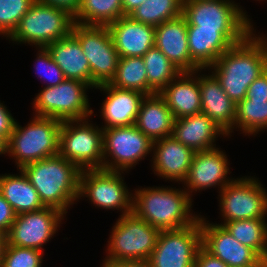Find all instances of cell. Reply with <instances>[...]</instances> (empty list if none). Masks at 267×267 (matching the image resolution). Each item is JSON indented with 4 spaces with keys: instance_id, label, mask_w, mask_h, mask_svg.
Segmentation results:
<instances>
[{
    "instance_id": "e575fe53",
    "label": "cell",
    "mask_w": 267,
    "mask_h": 267,
    "mask_svg": "<svg viewBox=\"0 0 267 267\" xmlns=\"http://www.w3.org/2000/svg\"><path fill=\"white\" fill-rule=\"evenodd\" d=\"M34 2L35 0H0L1 39H7L13 33Z\"/></svg>"
},
{
    "instance_id": "5bb4252c",
    "label": "cell",
    "mask_w": 267,
    "mask_h": 267,
    "mask_svg": "<svg viewBox=\"0 0 267 267\" xmlns=\"http://www.w3.org/2000/svg\"><path fill=\"white\" fill-rule=\"evenodd\" d=\"M202 247L200 216L180 229L160 231L148 262L151 267H195L197 252Z\"/></svg>"
},
{
    "instance_id": "74e56055",
    "label": "cell",
    "mask_w": 267,
    "mask_h": 267,
    "mask_svg": "<svg viewBox=\"0 0 267 267\" xmlns=\"http://www.w3.org/2000/svg\"><path fill=\"white\" fill-rule=\"evenodd\" d=\"M16 213L12 206L0 194V233L6 235L15 221Z\"/></svg>"
},
{
    "instance_id": "ac0fdd59",
    "label": "cell",
    "mask_w": 267,
    "mask_h": 267,
    "mask_svg": "<svg viewBox=\"0 0 267 267\" xmlns=\"http://www.w3.org/2000/svg\"><path fill=\"white\" fill-rule=\"evenodd\" d=\"M253 30H208L187 25V41L191 60L208 69L233 45L244 40Z\"/></svg>"
},
{
    "instance_id": "bcb514c9",
    "label": "cell",
    "mask_w": 267,
    "mask_h": 267,
    "mask_svg": "<svg viewBox=\"0 0 267 267\" xmlns=\"http://www.w3.org/2000/svg\"><path fill=\"white\" fill-rule=\"evenodd\" d=\"M7 141L0 135V156H6Z\"/></svg>"
},
{
    "instance_id": "c3c4849f",
    "label": "cell",
    "mask_w": 267,
    "mask_h": 267,
    "mask_svg": "<svg viewBox=\"0 0 267 267\" xmlns=\"http://www.w3.org/2000/svg\"><path fill=\"white\" fill-rule=\"evenodd\" d=\"M253 1H255V2H256V1H259V2L262 1V2H265V3L267 2V0H253Z\"/></svg>"
},
{
    "instance_id": "4fadbf2b",
    "label": "cell",
    "mask_w": 267,
    "mask_h": 267,
    "mask_svg": "<svg viewBox=\"0 0 267 267\" xmlns=\"http://www.w3.org/2000/svg\"><path fill=\"white\" fill-rule=\"evenodd\" d=\"M182 16L187 25L208 30H254L252 16L235 0H184ZM250 17V18H249Z\"/></svg>"
},
{
    "instance_id": "b9f144b4",
    "label": "cell",
    "mask_w": 267,
    "mask_h": 267,
    "mask_svg": "<svg viewBox=\"0 0 267 267\" xmlns=\"http://www.w3.org/2000/svg\"><path fill=\"white\" fill-rule=\"evenodd\" d=\"M44 4L67 10L71 15H75L79 9L80 0H35Z\"/></svg>"
},
{
    "instance_id": "8fae6325",
    "label": "cell",
    "mask_w": 267,
    "mask_h": 267,
    "mask_svg": "<svg viewBox=\"0 0 267 267\" xmlns=\"http://www.w3.org/2000/svg\"><path fill=\"white\" fill-rule=\"evenodd\" d=\"M153 142L135 125L103 128V169L129 174L152 156Z\"/></svg>"
},
{
    "instance_id": "f35d334b",
    "label": "cell",
    "mask_w": 267,
    "mask_h": 267,
    "mask_svg": "<svg viewBox=\"0 0 267 267\" xmlns=\"http://www.w3.org/2000/svg\"><path fill=\"white\" fill-rule=\"evenodd\" d=\"M11 111L5 106L4 101L0 100V135L8 141L10 134L13 132L16 119Z\"/></svg>"
},
{
    "instance_id": "ab89813d",
    "label": "cell",
    "mask_w": 267,
    "mask_h": 267,
    "mask_svg": "<svg viewBox=\"0 0 267 267\" xmlns=\"http://www.w3.org/2000/svg\"><path fill=\"white\" fill-rule=\"evenodd\" d=\"M245 98L267 99V70L249 85Z\"/></svg>"
},
{
    "instance_id": "f6af8a7d",
    "label": "cell",
    "mask_w": 267,
    "mask_h": 267,
    "mask_svg": "<svg viewBox=\"0 0 267 267\" xmlns=\"http://www.w3.org/2000/svg\"><path fill=\"white\" fill-rule=\"evenodd\" d=\"M7 245L6 235L0 233V267L4 258V252Z\"/></svg>"
},
{
    "instance_id": "4316f807",
    "label": "cell",
    "mask_w": 267,
    "mask_h": 267,
    "mask_svg": "<svg viewBox=\"0 0 267 267\" xmlns=\"http://www.w3.org/2000/svg\"><path fill=\"white\" fill-rule=\"evenodd\" d=\"M54 62L61 68L65 79L82 81L91 87V70L78 39L70 33L48 45Z\"/></svg>"
},
{
    "instance_id": "7402d4cb",
    "label": "cell",
    "mask_w": 267,
    "mask_h": 267,
    "mask_svg": "<svg viewBox=\"0 0 267 267\" xmlns=\"http://www.w3.org/2000/svg\"><path fill=\"white\" fill-rule=\"evenodd\" d=\"M154 46L183 72L200 69L191 60L187 41V22L182 15L155 27Z\"/></svg>"
},
{
    "instance_id": "44dd1931",
    "label": "cell",
    "mask_w": 267,
    "mask_h": 267,
    "mask_svg": "<svg viewBox=\"0 0 267 267\" xmlns=\"http://www.w3.org/2000/svg\"><path fill=\"white\" fill-rule=\"evenodd\" d=\"M199 87L201 113L214 121L227 134L228 139L231 138L236 119V104L224 92L217 78L207 69H199Z\"/></svg>"
},
{
    "instance_id": "8992f818",
    "label": "cell",
    "mask_w": 267,
    "mask_h": 267,
    "mask_svg": "<svg viewBox=\"0 0 267 267\" xmlns=\"http://www.w3.org/2000/svg\"><path fill=\"white\" fill-rule=\"evenodd\" d=\"M73 25V15L67 10L35 1L6 40L15 45L46 48L68 36Z\"/></svg>"
},
{
    "instance_id": "60d3db41",
    "label": "cell",
    "mask_w": 267,
    "mask_h": 267,
    "mask_svg": "<svg viewBox=\"0 0 267 267\" xmlns=\"http://www.w3.org/2000/svg\"><path fill=\"white\" fill-rule=\"evenodd\" d=\"M195 267H229L222 260L214 257L203 247L199 249L196 256Z\"/></svg>"
},
{
    "instance_id": "8d00e7d4",
    "label": "cell",
    "mask_w": 267,
    "mask_h": 267,
    "mask_svg": "<svg viewBox=\"0 0 267 267\" xmlns=\"http://www.w3.org/2000/svg\"><path fill=\"white\" fill-rule=\"evenodd\" d=\"M44 252L34 248L6 245L1 267H42Z\"/></svg>"
},
{
    "instance_id": "83f0119b",
    "label": "cell",
    "mask_w": 267,
    "mask_h": 267,
    "mask_svg": "<svg viewBox=\"0 0 267 267\" xmlns=\"http://www.w3.org/2000/svg\"><path fill=\"white\" fill-rule=\"evenodd\" d=\"M19 173L0 174V194L12 206L16 215L37 211L45 206L22 169Z\"/></svg>"
},
{
    "instance_id": "277c9868",
    "label": "cell",
    "mask_w": 267,
    "mask_h": 267,
    "mask_svg": "<svg viewBox=\"0 0 267 267\" xmlns=\"http://www.w3.org/2000/svg\"><path fill=\"white\" fill-rule=\"evenodd\" d=\"M22 127L16 121L7 141L6 156L18 169L59 154V132L62 121L57 118L33 116Z\"/></svg>"
},
{
    "instance_id": "4dcf8cb0",
    "label": "cell",
    "mask_w": 267,
    "mask_h": 267,
    "mask_svg": "<svg viewBox=\"0 0 267 267\" xmlns=\"http://www.w3.org/2000/svg\"><path fill=\"white\" fill-rule=\"evenodd\" d=\"M234 131L243 136H257L267 131V99L244 98L236 105Z\"/></svg>"
},
{
    "instance_id": "d6986e66",
    "label": "cell",
    "mask_w": 267,
    "mask_h": 267,
    "mask_svg": "<svg viewBox=\"0 0 267 267\" xmlns=\"http://www.w3.org/2000/svg\"><path fill=\"white\" fill-rule=\"evenodd\" d=\"M195 153L173 136H168L153 142L150 167L157 178L180 185L188 175Z\"/></svg>"
},
{
    "instance_id": "30bf717a",
    "label": "cell",
    "mask_w": 267,
    "mask_h": 267,
    "mask_svg": "<svg viewBox=\"0 0 267 267\" xmlns=\"http://www.w3.org/2000/svg\"><path fill=\"white\" fill-rule=\"evenodd\" d=\"M259 179L239 176L218 192L221 222L267 218V189Z\"/></svg>"
},
{
    "instance_id": "6da1fadb",
    "label": "cell",
    "mask_w": 267,
    "mask_h": 267,
    "mask_svg": "<svg viewBox=\"0 0 267 267\" xmlns=\"http://www.w3.org/2000/svg\"><path fill=\"white\" fill-rule=\"evenodd\" d=\"M207 70L217 78L224 92L237 105L245 98L249 85L267 70V33L254 29Z\"/></svg>"
},
{
    "instance_id": "7a4b0ae2",
    "label": "cell",
    "mask_w": 267,
    "mask_h": 267,
    "mask_svg": "<svg viewBox=\"0 0 267 267\" xmlns=\"http://www.w3.org/2000/svg\"><path fill=\"white\" fill-rule=\"evenodd\" d=\"M168 186L133 189L132 212L160 231L192 225L200 216L193 211L194 200L183 189ZM197 213V214H196Z\"/></svg>"
},
{
    "instance_id": "9c48e42d",
    "label": "cell",
    "mask_w": 267,
    "mask_h": 267,
    "mask_svg": "<svg viewBox=\"0 0 267 267\" xmlns=\"http://www.w3.org/2000/svg\"><path fill=\"white\" fill-rule=\"evenodd\" d=\"M126 172L104 169L81 170L79 176V200L101 210L120 212L119 216L132 212L133 190L125 182Z\"/></svg>"
},
{
    "instance_id": "e0dca14e",
    "label": "cell",
    "mask_w": 267,
    "mask_h": 267,
    "mask_svg": "<svg viewBox=\"0 0 267 267\" xmlns=\"http://www.w3.org/2000/svg\"><path fill=\"white\" fill-rule=\"evenodd\" d=\"M200 213L202 247L229 267H253L260 262V256L250 247L237 241L220 224L207 220Z\"/></svg>"
},
{
    "instance_id": "603a6c76",
    "label": "cell",
    "mask_w": 267,
    "mask_h": 267,
    "mask_svg": "<svg viewBox=\"0 0 267 267\" xmlns=\"http://www.w3.org/2000/svg\"><path fill=\"white\" fill-rule=\"evenodd\" d=\"M120 57H143L155 41V27L123 16L107 26Z\"/></svg>"
},
{
    "instance_id": "836d02e7",
    "label": "cell",
    "mask_w": 267,
    "mask_h": 267,
    "mask_svg": "<svg viewBox=\"0 0 267 267\" xmlns=\"http://www.w3.org/2000/svg\"><path fill=\"white\" fill-rule=\"evenodd\" d=\"M184 0H146L129 16L137 22L159 26L182 15Z\"/></svg>"
},
{
    "instance_id": "7dc6e473",
    "label": "cell",
    "mask_w": 267,
    "mask_h": 267,
    "mask_svg": "<svg viewBox=\"0 0 267 267\" xmlns=\"http://www.w3.org/2000/svg\"><path fill=\"white\" fill-rule=\"evenodd\" d=\"M260 263L262 267H267V254L260 258Z\"/></svg>"
},
{
    "instance_id": "5b68a950",
    "label": "cell",
    "mask_w": 267,
    "mask_h": 267,
    "mask_svg": "<svg viewBox=\"0 0 267 267\" xmlns=\"http://www.w3.org/2000/svg\"><path fill=\"white\" fill-rule=\"evenodd\" d=\"M110 231L101 267L117 261L148 260L160 234L159 229L133 212L119 216Z\"/></svg>"
},
{
    "instance_id": "7bdbcfd3",
    "label": "cell",
    "mask_w": 267,
    "mask_h": 267,
    "mask_svg": "<svg viewBox=\"0 0 267 267\" xmlns=\"http://www.w3.org/2000/svg\"><path fill=\"white\" fill-rule=\"evenodd\" d=\"M107 267H151L148 260H124L110 263Z\"/></svg>"
},
{
    "instance_id": "f1b7e54d",
    "label": "cell",
    "mask_w": 267,
    "mask_h": 267,
    "mask_svg": "<svg viewBox=\"0 0 267 267\" xmlns=\"http://www.w3.org/2000/svg\"><path fill=\"white\" fill-rule=\"evenodd\" d=\"M123 16L122 0H80L73 20L80 25L108 26Z\"/></svg>"
},
{
    "instance_id": "9a60e30c",
    "label": "cell",
    "mask_w": 267,
    "mask_h": 267,
    "mask_svg": "<svg viewBox=\"0 0 267 267\" xmlns=\"http://www.w3.org/2000/svg\"><path fill=\"white\" fill-rule=\"evenodd\" d=\"M66 216L52 207L16 215L15 221L6 234L7 244L44 252V246L54 236L56 237L61 224L65 223L63 220L67 218Z\"/></svg>"
},
{
    "instance_id": "d590c367",
    "label": "cell",
    "mask_w": 267,
    "mask_h": 267,
    "mask_svg": "<svg viewBox=\"0 0 267 267\" xmlns=\"http://www.w3.org/2000/svg\"><path fill=\"white\" fill-rule=\"evenodd\" d=\"M35 55V74L44 83V87L56 86L65 80L61 68L54 62L50 52L45 47H37ZM45 81V82H44Z\"/></svg>"
},
{
    "instance_id": "3957f363",
    "label": "cell",
    "mask_w": 267,
    "mask_h": 267,
    "mask_svg": "<svg viewBox=\"0 0 267 267\" xmlns=\"http://www.w3.org/2000/svg\"><path fill=\"white\" fill-rule=\"evenodd\" d=\"M22 170L45 207L56 208L66 215L78 203L81 170L60 154L32 162Z\"/></svg>"
},
{
    "instance_id": "ffe728a7",
    "label": "cell",
    "mask_w": 267,
    "mask_h": 267,
    "mask_svg": "<svg viewBox=\"0 0 267 267\" xmlns=\"http://www.w3.org/2000/svg\"><path fill=\"white\" fill-rule=\"evenodd\" d=\"M94 90H100L105 96L99 107L102 128L135 124L145 94L135 90L119 89L109 84L97 86Z\"/></svg>"
},
{
    "instance_id": "2e32d148",
    "label": "cell",
    "mask_w": 267,
    "mask_h": 267,
    "mask_svg": "<svg viewBox=\"0 0 267 267\" xmlns=\"http://www.w3.org/2000/svg\"><path fill=\"white\" fill-rule=\"evenodd\" d=\"M230 164L225 150L220 147L196 152L188 175L182 182L183 189L192 199L196 192L211 188L216 190L218 187L217 192H220L235 179V176L233 178L230 175Z\"/></svg>"
},
{
    "instance_id": "7c38bea8",
    "label": "cell",
    "mask_w": 267,
    "mask_h": 267,
    "mask_svg": "<svg viewBox=\"0 0 267 267\" xmlns=\"http://www.w3.org/2000/svg\"><path fill=\"white\" fill-rule=\"evenodd\" d=\"M71 33L78 39L91 70V88L109 84L119 62L107 26H87L74 23Z\"/></svg>"
},
{
    "instance_id": "ba28073f",
    "label": "cell",
    "mask_w": 267,
    "mask_h": 267,
    "mask_svg": "<svg viewBox=\"0 0 267 267\" xmlns=\"http://www.w3.org/2000/svg\"><path fill=\"white\" fill-rule=\"evenodd\" d=\"M92 117L62 121L59 154L80 170L103 169V128Z\"/></svg>"
},
{
    "instance_id": "1f68e13d",
    "label": "cell",
    "mask_w": 267,
    "mask_h": 267,
    "mask_svg": "<svg viewBox=\"0 0 267 267\" xmlns=\"http://www.w3.org/2000/svg\"><path fill=\"white\" fill-rule=\"evenodd\" d=\"M223 225L240 243L252 248L260 257L267 254V218L217 223Z\"/></svg>"
},
{
    "instance_id": "ee69618b",
    "label": "cell",
    "mask_w": 267,
    "mask_h": 267,
    "mask_svg": "<svg viewBox=\"0 0 267 267\" xmlns=\"http://www.w3.org/2000/svg\"><path fill=\"white\" fill-rule=\"evenodd\" d=\"M146 0H122L124 16H129L138 6Z\"/></svg>"
},
{
    "instance_id": "f546056e",
    "label": "cell",
    "mask_w": 267,
    "mask_h": 267,
    "mask_svg": "<svg viewBox=\"0 0 267 267\" xmlns=\"http://www.w3.org/2000/svg\"><path fill=\"white\" fill-rule=\"evenodd\" d=\"M143 60L148 78V95L160 93L183 72L155 46L144 54Z\"/></svg>"
},
{
    "instance_id": "cb8c5ba5",
    "label": "cell",
    "mask_w": 267,
    "mask_h": 267,
    "mask_svg": "<svg viewBox=\"0 0 267 267\" xmlns=\"http://www.w3.org/2000/svg\"><path fill=\"white\" fill-rule=\"evenodd\" d=\"M172 136L195 152L219 147L218 139H228L227 134L203 113L175 119Z\"/></svg>"
},
{
    "instance_id": "484cf974",
    "label": "cell",
    "mask_w": 267,
    "mask_h": 267,
    "mask_svg": "<svg viewBox=\"0 0 267 267\" xmlns=\"http://www.w3.org/2000/svg\"><path fill=\"white\" fill-rule=\"evenodd\" d=\"M174 120L164 98L155 93L143 98L134 125L154 142L172 136Z\"/></svg>"
},
{
    "instance_id": "d4e9b609",
    "label": "cell",
    "mask_w": 267,
    "mask_h": 267,
    "mask_svg": "<svg viewBox=\"0 0 267 267\" xmlns=\"http://www.w3.org/2000/svg\"><path fill=\"white\" fill-rule=\"evenodd\" d=\"M175 119L201 113L199 70L182 72L160 93Z\"/></svg>"
},
{
    "instance_id": "d6a6232c",
    "label": "cell",
    "mask_w": 267,
    "mask_h": 267,
    "mask_svg": "<svg viewBox=\"0 0 267 267\" xmlns=\"http://www.w3.org/2000/svg\"><path fill=\"white\" fill-rule=\"evenodd\" d=\"M109 85L148 95V78L143 57H120L116 73Z\"/></svg>"
},
{
    "instance_id": "681fc988",
    "label": "cell",
    "mask_w": 267,
    "mask_h": 267,
    "mask_svg": "<svg viewBox=\"0 0 267 267\" xmlns=\"http://www.w3.org/2000/svg\"><path fill=\"white\" fill-rule=\"evenodd\" d=\"M253 267H262V266H261V263L259 262L257 265H255Z\"/></svg>"
},
{
    "instance_id": "52a82bcc",
    "label": "cell",
    "mask_w": 267,
    "mask_h": 267,
    "mask_svg": "<svg viewBox=\"0 0 267 267\" xmlns=\"http://www.w3.org/2000/svg\"><path fill=\"white\" fill-rule=\"evenodd\" d=\"M42 88L30 103L34 111L32 116L57 118L61 121L83 120L97 116L90 106L87 94L92 88L88 84L65 79L56 86Z\"/></svg>"
}]
</instances>
